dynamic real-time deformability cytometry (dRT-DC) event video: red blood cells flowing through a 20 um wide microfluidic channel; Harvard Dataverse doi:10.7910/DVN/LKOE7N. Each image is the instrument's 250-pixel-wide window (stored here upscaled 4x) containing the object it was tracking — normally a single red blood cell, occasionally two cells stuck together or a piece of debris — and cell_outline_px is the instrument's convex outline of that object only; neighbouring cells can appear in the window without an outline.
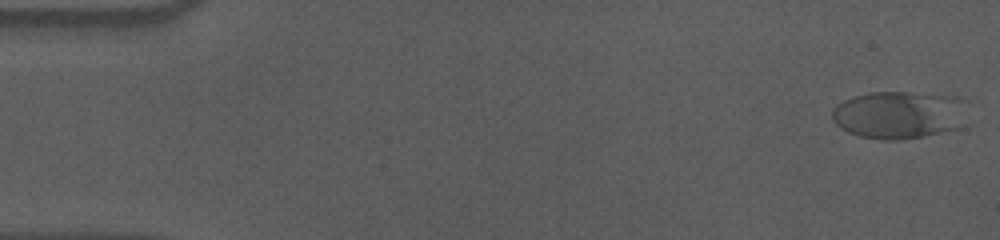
{"species": "human", "species_latin": "Homo sapiens", "temperature_condition": "cold", "stored_images_in_passage": 56, "camera_frame_rate_fps": 3000, "um_per_image_px": 0.085, "donor": {"sex": "male"}, "frame": {"image": 1, "passage_image": 1, "time_ms": 0.0, "image_size_px": [1000, 240], "cell_outline_px": [[968, 100], [960, 128], [924, 136], [900, 140], [880, 140], [860, 136], [848, 132], [840, 128], [832, 120], [832, 112], [844, 100], [852, 96], [868, 92], [904, 92], [960, 96]], "centroid_in_image_um": [76.45, 9.75], "position_along_channel_um": 8.5, "area_um2": 37.97}}
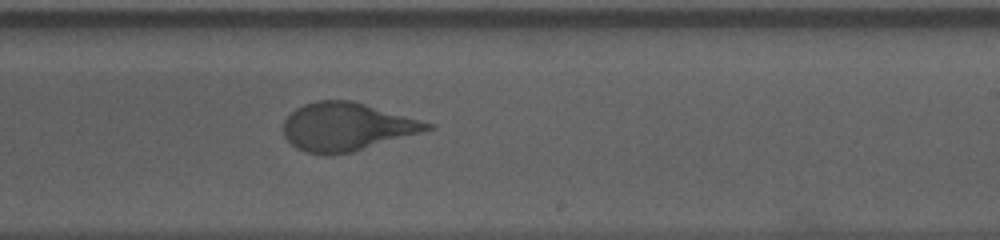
{"frame": {"image": 2, "passage_image": 34, "time_ms": 11.0, "image_size_px": [1000, 240], "cell_outline_px": [[436, 128], [424, 132], [352, 152], [332, 156], [324, 156], [304, 152], [296, 148], [284, 136], [284, 120], [296, 108], [304, 104], [316, 100], [352, 100], [436, 124]], "centroid_in_image_um": [29.49, 10.79], "position_along_channel_um": 259.5, "area_um2": 40.81}}
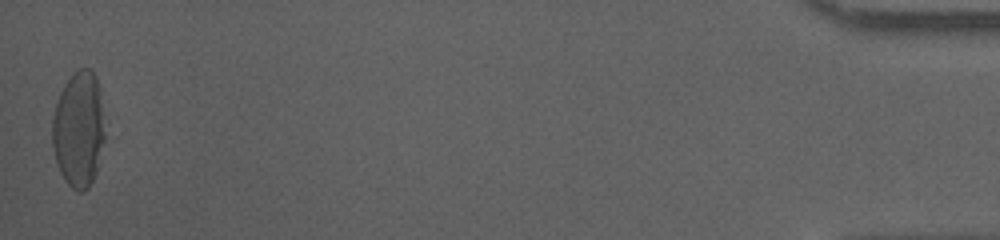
{"frame": {"image": 3, "passage_image": 56, "time_ms": 18.333, "image_size_px": [1000, 240], "cell_outline_px": [[104, 140], [96, 172], [88, 188], [84, 192], [76, 192], [64, 180], [56, 164], [52, 144], [52, 120], [56, 104], [60, 92], [64, 84], [80, 68], [92, 68], [96, 76], [100, 88], [104, 132]], "centroid_in_image_um": [6.68, 11.01], "position_along_channel_um": 428.5, "area_um2": 35.6}, "authors_computed_cell_mechanics": {"area_um2": 39.5352, "velocity_mm_per_s": 3.5717, "shape_relaxation_time_tau1_ms": 6.7744, "shape_relaxation_time_tau2_ms": null, "deformation_change_tau1": 0.1929, "deformation_change_tau2": null}}